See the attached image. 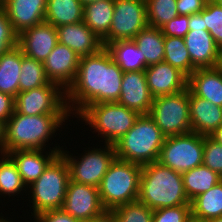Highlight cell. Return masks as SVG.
I'll use <instances>...</instances> for the list:
<instances>
[{
    "label": "cell",
    "instance_id": "obj_1",
    "mask_svg": "<svg viewBox=\"0 0 222 222\" xmlns=\"http://www.w3.org/2000/svg\"><path fill=\"white\" fill-rule=\"evenodd\" d=\"M123 71L104 47L98 53L80 57L74 82L66 90L70 115L91 104L118 102Z\"/></svg>",
    "mask_w": 222,
    "mask_h": 222
},
{
    "label": "cell",
    "instance_id": "obj_29",
    "mask_svg": "<svg viewBox=\"0 0 222 222\" xmlns=\"http://www.w3.org/2000/svg\"><path fill=\"white\" fill-rule=\"evenodd\" d=\"M185 193L191 202L221 181L220 175L203 164L182 173Z\"/></svg>",
    "mask_w": 222,
    "mask_h": 222
},
{
    "label": "cell",
    "instance_id": "obj_48",
    "mask_svg": "<svg viewBox=\"0 0 222 222\" xmlns=\"http://www.w3.org/2000/svg\"><path fill=\"white\" fill-rule=\"evenodd\" d=\"M206 222H222V216L208 219Z\"/></svg>",
    "mask_w": 222,
    "mask_h": 222
},
{
    "label": "cell",
    "instance_id": "obj_20",
    "mask_svg": "<svg viewBox=\"0 0 222 222\" xmlns=\"http://www.w3.org/2000/svg\"><path fill=\"white\" fill-rule=\"evenodd\" d=\"M47 0H5L0 6L9 18L13 30H23L45 21Z\"/></svg>",
    "mask_w": 222,
    "mask_h": 222
},
{
    "label": "cell",
    "instance_id": "obj_15",
    "mask_svg": "<svg viewBox=\"0 0 222 222\" xmlns=\"http://www.w3.org/2000/svg\"><path fill=\"white\" fill-rule=\"evenodd\" d=\"M58 43L56 27L42 22L18 35V46L25 56L44 62Z\"/></svg>",
    "mask_w": 222,
    "mask_h": 222
},
{
    "label": "cell",
    "instance_id": "obj_18",
    "mask_svg": "<svg viewBox=\"0 0 222 222\" xmlns=\"http://www.w3.org/2000/svg\"><path fill=\"white\" fill-rule=\"evenodd\" d=\"M118 103L140 115L149 114L153 97L147 85L145 71L123 72Z\"/></svg>",
    "mask_w": 222,
    "mask_h": 222
},
{
    "label": "cell",
    "instance_id": "obj_31",
    "mask_svg": "<svg viewBox=\"0 0 222 222\" xmlns=\"http://www.w3.org/2000/svg\"><path fill=\"white\" fill-rule=\"evenodd\" d=\"M0 198L3 195L5 198L8 196H19L21 192L27 190L26 185L23 183L20 173L18 172L16 164L7 154L0 155Z\"/></svg>",
    "mask_w": 222,
    "mask_h": 222
},
{
    "label": "cell",
    "instance_id": "obj_30",
    "mask_svg": "<svg viewBox=\"0 0 222 222\" xmlns=\"http://www.w3.org/2000/svg\"><path fill=\"white\" fill-rule=\"evenodd\" d=\"M192 218L206 221L222 216V182L191 201Z\"/></svg>",
    "mask_w": 222,
    "mask_h": 222
},
{
    "label": "cell",
    "instance_id": "obj_11",
    "mask_svg": "<svg viewBox=\"0 0 222 222\" xmlns=\"http://www.w3.org/2000/svg\"><path fill=\"white\" fill-rule=\"evenodd\" d=\"M15 111L23 115L70 114L66 91L57 83L19 92L15 97Z\"/></svg>",
    "mask_w": 222,
    "mask_h": 222
},
{
    "label": "cell",
    "instance_id": "obj_3",
    "mask_svg": "<svg viewBox=\"0 0 222 222\" xmlns=\"http://www.w3.org/2000/svg\"><path fill=\"white\" fill-rule=\"evenodd\" d=\"M138 201L152 210L191 204L182 173L158 161L142 166Z\"/></svg>",
    "mask_w": 222,
    "mask_h": 222
},
{
    "label": "cell",
    "instance_id": "obj_36",
    "mask_svg": "<svg viewBox=\"0 0 222 222\" xmlns=\"http://www.w3.org/2000/svg\"><path fill=\"white\" fill-rule=\"evenodd\" d=\"M206 30L209 31L215 43L222 48V7L215 1L207 2L203 9Z\"/></svg>",
    "mask_w": 222,
    "mask_h": 222
},
{
    "label": "cell",
    "instance_id": "obj_8",
    "mask_svg": "<svg viewBox=\"0 0 222 222\" xmlns=\"http://www.w3.org/2000/svg\"><path fill=\"white\" fill-rule=\"evenodd\" d=\"M96 147L83 150L84 153L79 156H75V153L73 155V152H67L64 148L61 150L60 154L69 167L70 181L99 187L116 154L111 144Z\"/></svg>",
    "mask_w": 222,
    "mask_h": 222
},
{
    "label": "cell",
    "instance_id": "obj_38",
    "mask_svg": "<svg viewBox=\"0 0 222 222\" xmlns=\"http://www.w3.org/2000/svg\"><path fill=\"white\" fill-rule=\"evenodd\" d=\"M191 218V204H185L154 210L152 222H189Z\"/></svg>",
    "mask_w": 222,
    "mask_h": 222
},
{
    "label": "cell",
    "instance_id": "obj_41",
    "mask_svg": "<svg viewBox=\"0 0 222 222\" xmlns=\"http://www.w3.org/2000/svg\"><path fill=\"white\" fill-rule=\"evenodd\" d=\"M34 222H81L62 209L48 210L33 217Z\"/></svg>",
    "mask_w": 222,
    "mask_h": 222
},
{
    "label": "cell",
    "instance_id": "obj_10",
    "mask_svg": "<svg viewBox=\"0 0 222 222\" xmlns=\"http://www.w3.org/2000/svg\"><path fill=\"white\" fill-rule=\"evenodd\" d=\"M158 162L179 173L203 164V136L195 132L165 137Z\"/></svg>",
    "mask_w": 222,
    "mask_h": 222
},
{
    "label": "cell",
    "instance_id": "obj_37",
    "mask_svg": "<svg viewBox=\"0 0 222 222\" xmlns=\"http://www.w3.org/2000/svg\"><path fill=\"white\" fill-rule=\"evenodd\" d=\"M203 165L222 174V145L210 136H203Z\"/></svg>",
    "mask_w": 222,
    "mask_h": 222
},
{
    "label": "cell",
    "instance_id": "obj_53",
    "mask_svg": "<svg viewBox=\"0 0 222 222\" xmlns=\"http://www.w3.org/2000/svg\"><path fill=\"white\" fill-rule=\"evenodd\" d=\"M215 2L222 7V0H215Z\"/></svg>",
    "mask_w": 222,
    "mask_h": 222
},
{
    "label": "cell",
    "instance_id": "obj_34",
    "mask_svg": "<svg viewBox=\"0 0 222 222\" xmlns=\"http://www.w3.org/2000/svg\"><path fill=\"white\" fill-rule=\"evenodd\" d=\"M148 26L161 28L177 17L176 0H145Z\"/></svg>",
    "mask_w": 222,
    "mask_h": 222
},
{
    "label": "cell",
    "instance_id": "obj_24",
    "mask_svg": "<svg viewBox=\"0 0 222 222\" xmlns=\"http://www.w3.org/2000/svg\"><path fill=\"white\" fill-rule=\"evenodd\" d=\"M105 48L123 72L145 71L147 68L145 56H142L134 40L111 42Z\"/></svg>",
    "mask_w": 222,
    "mask_h": 222
},
{
    "label": "cell",
    "instance_id": "obj_16",
    "mask_svg": "<svg viewBox=\"0 0 222 222\" xmlns=\"http://www.w3.org/2000/svg\"><path fill=\"white\" fill-rule=\"evenodd\" d=\"M145 76L153 98L187 89L188 77L178 68L164 61L148 66L145 69Z\"/></svg>",
    "mask_w": 222,
    "mask_h": 222
},
{
    "label": "cell",
    "instance_id": "obj_13",
    "mask_svg": "<svg viewBox=\"0 0 222 222\" xmlns=\"http://www.w3.org/2000/svg\"><path fill=\"white\" fill-rule=\"evenodd\" d=\"M61 209L81 222L100 216L106 211L98 187L74 181L68 183Z\"/></svg>",
    "mask_w": 222,
    "mask_h": 222
},
{
    "label": "cell",
    "instance_id": "obj_50",
    "mask_svg": "<svg viewBox=\"0 0 222 222\" xmlns=\"http://www.w3.org/2000/svg\"><path fill=\"white\" fill-rule=\"evenodd\" d=\"M1 215H0V222H13L12 220H11V218L9 219V221H8V217H4V216H2L3 214H2V212L0 213ZM11 220V221H10Z\"/></svg>",
    "mask_w": 222,
    "mask_h": 222
},
{
    "label": "cell",
    "instance_id": "obj_49",
    "mask_svg": "<svg viewBox=\"0 0 222 222\" xmlns=\"http://www.w3.org/2000/svg\"><path fill=\"white\" fill-rule=\"evenodd\" d=\"M97 1H99V0H80L81 4L83 6H85V5L89 4V3H92V2H97Z\"/></svg>",
    "mask_w": 222,
    "mask_h": 222
},
{
    "label": "cell",
    "instance_id": "obj_26",
    "mask_svg": "<svg viewBox=\"0 0 222 222\" xmlns=\"http://www.w3.org/2000/svg\"><path fill=\"white\" fill-rule=\"evenodd\" d=\"M83 12L80 0H47L45 22L54 27L81 22Z\"/></svg>",
    "mask_w": 222,
    "mask_h": 222
},
{
    "label": "cell",
    "instance_id": "obj_33",
    "mask_svg": "<svg viewBox=\"0 0 222 222\" xmlns=\"http://www.w3.org/2000/svg\"><path fill=\"white\" fill-rule=\"evenodd\" d=\"M49 83L43 62L27 57L22 52L19 92L36 89Z\"/></svg>",
    "mask_w": 222,
    "mask_h": 222
},
{
    "label": "cell",
    "instance_id": "obj_43",
    "mask_svg": "<svg viewBox=\"0 0 222 222\" xmlns=\"http://www.w3.org/2000/svg\"><path fill=\"white\" fill-rule=\"evenodd\" d=\"M15 111V97L0 92V120L7 122Z\"/></svg>",
    "mask_w": 222,
    "mask_h": 222
},
{
    "label": "cell",
    "instance_id": "obj_6",
    "mask_svg": "<svg viewBox=\"0 0 222 222\" xmlns=\"http://www.w3.org/2000/svg\"><path fill=\"white\" fill-rule=\"evenodd\" d=\"M70 181L69 167L65 158L58 154L45 168L43 174L27 187L28 201L32 203V218L41 212L61 209ZM31 197V198H29Z\"/></svg>",
    "mask_w": 222,
    "mask_h": 222
},
{
    "label": "cell",
    "instance_id": "obj_14",
    "mask_svg": "<svg viewBox=\"0 0 222 222\" xmlns=\"http://www.w3.org/2000/svg\"><path fill=\"white\" fill-rule=\"evenodd\" d=\"M79 60L72 49L58 42L43 62L47 78L66 91L76 78Z\"/></svg>",
    "mask_w": 222,
    "mask_h": 222
},
{
    "label": "cell",
    "instance_id": "obj_5",
    "mask_svg": "<svg viewBox=\"0 0 222 222\" xmlns=\"http://www.w3.org/2000/svg\"><path fill=\"white\" fill-rule=\"evenodd\" d=\"M140 114L118 102L91 104L82 109L75 118L89 125L90 130L104 144L113 145L122 138L135 124ZM87 123V124H86Z\"/></svg>",
    "mask_w": 222,
    "mask_h": 222
},
{
    "label": "cell",
    "instance_id": "obj_39",
    "mask_svg": "<svg viewBox=\"0 0 222 222\" xmlns=\"http://www.w3.org/2000/svg\"><path fill=\"white\" fill-rule=\"evenodd\" d=\"M18 45V34L13 30L6 12L0 6V56Z\"/></svg>",
    "mask_w": 222,
    "mask_h": 222
},
{
    "label": "cell",
    "instance_id": "obj_40",
    "mask_svg": "<svg viewBox=\"0 0 222 222\" xmlns=\"http://www.w3.org/2000/svg\"><path fill=\"white\" fill-rule=\"evenodd\" d=\"M160 29L165 37L184 38L189 32V15H178Z\"/></svg>",
    "mask_w": 222,
    "mask_h": 222
},
{
    "label": "cell",
    "instance_id": "obj_25",
    "mask_svg": "<svg viewBox=\"0 0 222 222\" xmlns=\"http://www.w3.org/2000/svg\"><path fill=\"white\" fill-rule=\"evenodd\" d=\"M22 49L17 45L0 56V92L13 97L19 93Z\"/></svg>",
    "mask_w": 222,
    "mask_h": 222
},
{
    "label": "cell",
    "instance_id": "obj_46",
    "mask_svg": "<svg viewBox=\"0 0 222 222\" xmlns=\"http://www.w3.org/2000/svg\"><path fill=\"white\" fill-rule=\"evenodd\" d=\"M5 128L6 123L0 120V155L5 154Z\"/></svg>",
    "mask_w": 222,
    "mask_h": 222
},
{
    "label": "cell",
    "instance_id": "obj_12",
    "mask_svg": "<svg viewBox=\"0 0 222 222\" xmlns=\"http://www.w3.org/2000/svg\"><path fill=\"white\" fill-rule=\"evenodd\" d=\"M148 26L145 0H114V13L108 34L102 39L104 47L119 40L133 38Z\"/></svg>",
    "mask_w": 222,
    "mask_h": 222
},
{
    "label": "cell",
    "instance_id": "obj_7",
    "mask_svg": "<svg viewBox=\"0 0 222 222\" xmlns=\"http://www.w3.org/2000/svg\"><path fill=\"white\" fill-rule=\"evenodd\" d=\"M142 166L115 158L98 187L106 210L138 200Z\"/></svg>",
    "mask_w": 222,
    "mask_h": 222
},
{
    "label": "cell",
    "instance_id": "obj_35",
    "mask_svg": "<svg viewBox=\"0 0 222 222\" xmlns=\"http://www.w3.org/2000/svg\"><path fill=\"white\" fill-rule=\"evenodd\" d=\"M111 211L118 222H152L154 212L138 200L117 206Z\"/></svg>",
    "mask_w": 222,
    "mask_h": 222
},
{
    "label": "cell",
    "instance_id": "obj_45",
    "mask_svg": "<svg viewBox=\"0 0 222 222\" xmlns=\"http://www.w3.org/2000/svg\"><path fill=\"white\" fill-rule=\"evenodd\" d=\"M84 222H118V221L112 211L106 210L100 216H97L95 218H92V219H90L88 221H84Z\"/></svg>",
    "mask_w": 222,
    "mask_h": 222
},
{
    "label": "cell",
    "instance_id": "obj_32",
    "mask_svg": "<svg viewBox=\"0 0 222 222\" xmlns=\"http://www.w3.org/2000/svg\"><path fill=\"white\" fill-rule=\"evenodd\" d=\"M164 48V62L178 68L187 77H189L197 69L191 63L190 55L186 48L184 38L165 37Z\"/></svg>",
    "mask_w": 222,
    "mask_h": 222
},
{
    "label": "cell",
    "instance_id": "obj_23",
    "mask_svg": "<svg viewBox=\"0 0 222 222\" xmlns=\"http://www.w3.org/2000/svg\"><path fill=\"white\" fill-rule=\"evenodd\" d=\"M187 88L194 95L222 107V68H197L188 77Z\"/></svg>",
    "mask_w": 222,
    "mask_h": 222
},
{
    "label": "cell",
    "instance_id": "obj_47",
    "mask_svg": "<svg viewBox=\"0 0 222 222\" xmlns=\"http://www.w3.org/2000/svg\"><path fill=\"white\" fill-rule=\"evenodd\" d=\"M217 143L222 145V125L216 129L210 136Z\"/></svg>",
    "mask_w": 222,
    "mask_h": 222
},
{
    "label": "cell",
    "instance_id": "obj_17",
    "mask_svg": "<svg viewBox=\"0 0 222 222\" xmlns=\"http://www.w3.org/2000/svg\"><path fill=\"white\" fill-rule=\"evenodd\" d=\"M54 146L55 147H49L47 151L27 149L15 150L7 153L16 164L18 172L26 187L30 186L43 174L45 168L63 149L59 144L58 146L57 144Z\"/></svg>",
    "mask_w": 222,
    "mask_h": 222
},
{
    "label": "cell",
    "instance_id": "obj_44",
    "mask_svg": "<svg viewBox=\"0 0 222 222\" xmlns=\"http://www.w3.org/2000/svg\"><path fill=\"white\" fill-rule=\"evenodd\" d=\"M194 29L206 30L203 10L200 13L189 15V31H194Z\"/></svg>",
    "mask_w": 222,
    "mask_h": 222
},
{
    "label": "cell",
    "instance_id": "obj_2",
    "mask_svg": "<svg viewBox=\"0 0 222 222\" xmlns=\"http://www.w3.org/2000/svg\"><path fill=\"white\" fill-rule=\"evenodd\" d=\"M70 114L23 115L13 112L6 122L5 154L15 150H46ZM56 133V135H55ZM54 134V135H53ZM47 143V144H46Z\"/></svg>",
    "mask_w": 222,
    "mask_h": 222
},
{
    "label": "cell",
    "instance_id": "obj_27",
    "mask_svg": "<svg viewBox=\"0 0 222 222\" xmlns=\"http://www.w3.org/2000/svg\"><path fill=\"white\" fill-rule=\"evenodd\" d=\"M114 0H99L84 6L83 22L102 40L109 32Z\"/></svg>",
    "mask_w": 222,
    "mask_h": 222
},
{
    "label": "cell",
    "instance_id": "obj_21",
    "mask_svg": "<svg viewBox=\"0 0 222 222\" xmlns=\"http://www.w3.org/2000/svg\"><path fill=\"white\" fill-rule=\"evenodd\" d=\"M191 63L196 68H215L220 62V47L207 30L194 29L184 37Z\"/></svg>",
    "mask_w": 222,
    "mask_h": 222
},
{
    "label": "cell",
    "instance_id": "obj_4",
    "mask_svg": "<svg viewBox=\"0 0 222 222\" xmlns=\"http://www.w3.org/2000/svg\"><path fill=\"white\" fill-rule=\"evenodd\" d=\"M165 136L149 115H140L134 126L113 144L116 158L141 166L158 161Z\"/></svg>",
    "mask_w": 222,
    "mask_h": 222
},
{
    "label": "cell",
    "instance_id": "obj_9",
    "mask_svg": "<svg viewBox=\"0 0 222 222\" xmlns=\"http://www.w3.org/2000/svg\"><path fill=\"white\" fill-rule=\"evenodd\" d=\"M165 137L192 132L189 112V89L153 98L148 114Z\"/></svg>",
    "mask_w": 222,
    "mask_h": 222
},
{
    "label": "cell",
    "instance_id": "obj_19",
    "mask_svg": "<svg viewBox=\"0 0 222 222\" xmlns=\"http://www.w3.org/2000/svg\"><path fill=\"white\" fill-rule=\"evenodd\" d=\"M58 42L72 49L79 57L98 53L102 40L83 22L56 27Z\"/></svg>",
    "mask_w": 222,
    "mask_h": 222
},
{
    "label": "cell",
    "instance_id": "obj_22",
    "mask_svg": "<svg viewBox=\"0 0 222 222\" xmlns=\"http://www.w3.org/2000/svg\"><path fill=\"white\" fill-rule=\"evenodd\" d=\"M189 112L192 132L211 134L222 125V107L194 95L189 90Z\"/></svg>",
    "mask_w": 222,
    "mask_h": 222
},
{
    "label": "cell",
    "instance_id": "obj_42",
    "mask_svg": "<svg viewBox=\"0 0 222 222\" xmlns=\"http://www.w3.org/2000/svg\"><path fill=\"white\" fill-rule=\"evenodd\" d=\"M206 3V0H176V7L179 15H192L200 13Z\"/></svg>",
    "mask_w": 222,
    "mask_h": 222
},
{
    "label": "cell",
    "instance_id": "obj_51",
    "mask_svg": "<svg viewBox=\"0 0 222 222\" xmlns=\"http://www.w3.org/2000/svg\"><path fill=\"white\" fill-rule=\"evenodd\" d=\"M219 67L222 68V48L220 49V62H219Z\"/></svg>",
    "mask_w": 222,
    "mask_h": 222
},
{
    "label": "cell",
    "instance_id": "obj_52",
    "mask_svg": "<svg viewBox=\"0 0 222 222\" xmlns=\"http://www.w3.org/2000/svg\"><path fill=\"white\" fill-rule=\"evenodd\" d=\"M189 222H206V221H202V220H197V219L191 218L189 220Z\"/></svg>",
    "mask_w": 222,
    "mask_h": 222
},
{
    "label": "cell",
    "instance_id": "obj_28",
    "mask_svg": "<svg viewBox=\"0 0 222 222\" xmlns=\"http://www.w3.org/2000/svg\"><path fill=\"white\" fill-rule=\"evenodd\" d=\"M133 40L142 52V56H145L146 67L164 61L165 36L160 28L147 26Z\"/></svg>",
    "mask_w": 222,
    "mask_h": 222
}]
</instances>
